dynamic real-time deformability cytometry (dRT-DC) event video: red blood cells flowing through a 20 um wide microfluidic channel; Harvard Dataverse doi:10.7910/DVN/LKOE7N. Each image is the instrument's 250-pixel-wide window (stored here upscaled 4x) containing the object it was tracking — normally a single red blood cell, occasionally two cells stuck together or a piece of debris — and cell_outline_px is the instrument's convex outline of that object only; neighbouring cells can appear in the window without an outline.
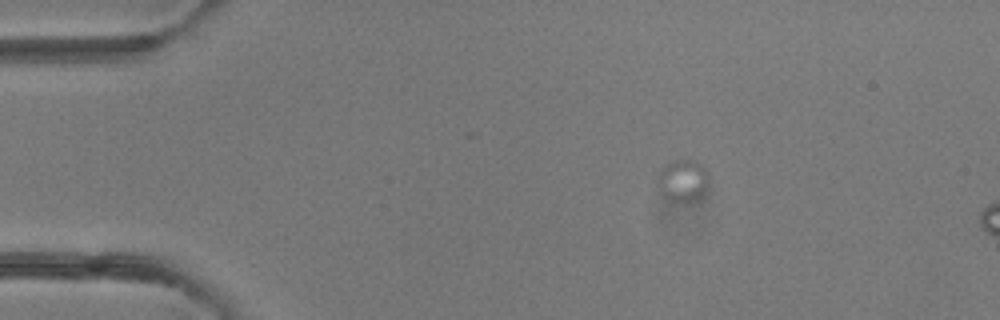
{"species": "common noctule bat (a hibernating species)", "species_latin": "Nyctalus noctula", "temperature_condition": "room temperature", "stored_images_in_passage": 4, "camera_frame_rate_fps": 3000, "um_per_image_px": 0.085, "animal": {"sex": "female"}, "frame": {"image": 1, "passage_image": 2, "time_ms": 1.0, "image_size_px": [1000, 320], "cell_outline_px": [[708, 188], [700, 200], [688, 204], [684, 204], [668, 200], [660, 196], [656, 192], [656, 176], [660, 168], [664, 164], [676, 160], [696, 160], [704, 164], [708, 168]], "centroid_in_image_um": [58.02, 15.4], "position_along_channel_um": 27.0, "area_um2": 13.93}}